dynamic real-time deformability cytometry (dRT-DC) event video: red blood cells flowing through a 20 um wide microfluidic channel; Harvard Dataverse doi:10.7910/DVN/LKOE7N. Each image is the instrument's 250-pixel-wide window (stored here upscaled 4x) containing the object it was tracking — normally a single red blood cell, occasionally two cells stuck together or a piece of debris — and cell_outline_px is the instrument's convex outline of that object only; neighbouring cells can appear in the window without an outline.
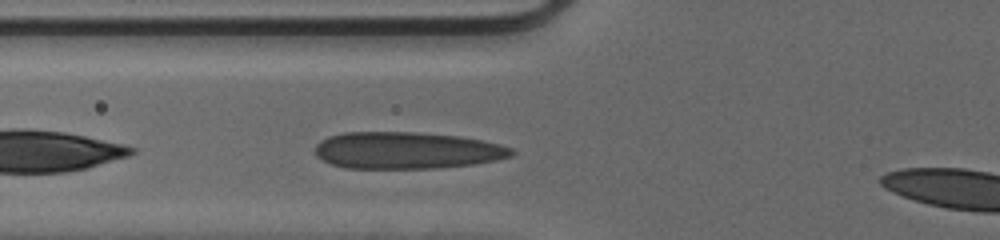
{"species": "human", "species_latin": "Homo sapiens", "temperature_condition": "cold", "stored_images_in_passage": 25, "camera_frame_rate_fps": 3000, "um_per_image_px": 0.085, "donor": {"sex": "male"}, "frame": {"image": 1, "passage_image": 3, "time_ms": 0.667, "image_size_px": [1000, 240], "cell_outline_px": [[516, 152], [512, 156], [496, 160], [472, 164], [440, 168], [344, 168], [332, 164], [316, 156], [316, 144], [320, 140], [328, 136], [344, 132], [420, 132], [460, 136], [500, 144], [512, 148]], "centroid_in_image_um": [34.58, 12.78], "position_along_channel_um": 91.2, "area_um2": 42.37}}
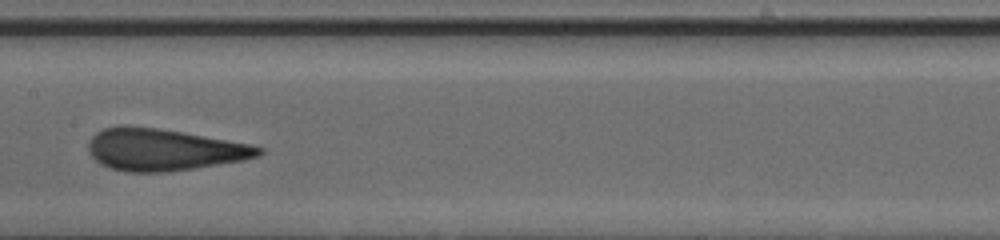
{"frame": {"image": 2, "passage_image": 10, "time_ms": 3.0, "image_size_px": [1000, 240], "cell_outline_px": [[264, 152], [260, 156], [244, 160], [192, 168], [164, 172], [124, 172], [100, 164], [88, 152], [88, 140], [96, 132], [104, 128], [120, 124], [128, 124], [156, 128], [252, 144], [264, 148]], "centroid_in_image_um": [13.88, 12.71], "position_along_channel_um": 193.5, "area_um2": 41.67}}
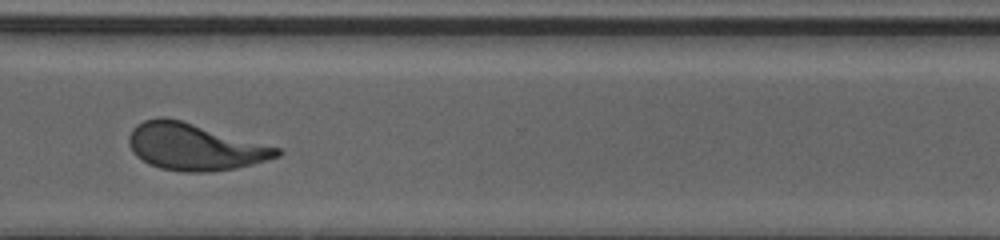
{"frame": {"image": 3, "passage_image": 21, "time_ms": 6.667, "image_size_px": [1000, 240], "cell_outline_px": [[284, 152], [280, 156], [268, 160], [236, 168], [212, 172], [184, 172], [160, 168], [148, 164], [136, 156], [132, 152], [128, 144], [128, 136], [132, 128], [136, 124], [144, 120], [156, 116], [164, 116], [180, 120], [280, 148]], "centroid_in_image_um": [16.5, 12.48], "position_along_channel_um": 354.1, "area_um2": 40.58}}